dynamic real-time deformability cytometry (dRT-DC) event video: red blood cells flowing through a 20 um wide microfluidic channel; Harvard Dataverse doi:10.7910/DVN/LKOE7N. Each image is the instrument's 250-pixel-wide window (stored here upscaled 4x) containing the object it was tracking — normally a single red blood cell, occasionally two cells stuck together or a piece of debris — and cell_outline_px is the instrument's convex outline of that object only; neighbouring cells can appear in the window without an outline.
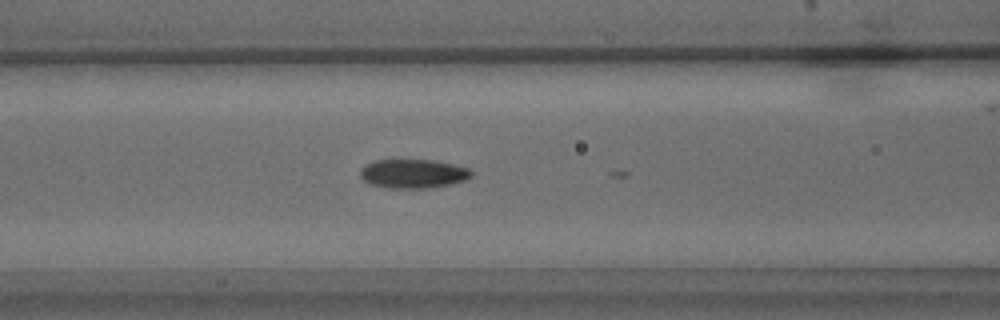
{"species": "common noctule bat (a hibernating species)", "species_latin": "Nyctalus noctula", "temperature_condition": "warm", "stored_images_in_passage": 11, "camera_frame_rate_fps": 3000, "um_per_image_px": 0.085, "animal": {"sex": "male", "body_mass_g": 15.6}, "frame": {"image": 1, "passage_image": 7, "time_ms": 2.0, "image_size_px": [1000, 320], "cell_outline_px": [[472, 176], [464, 180], [448, 184], [428, 188], [384, 188], [368, 184], [360, 176], [360, 172], [364, 164], [376, 160], [432, 160], [452, 164], [468, 168], [472, 172]], "centroid_in_image_um": [35.06, 14.76], "position_along_channel_um": 131.5, "area_um2": 18.73}}
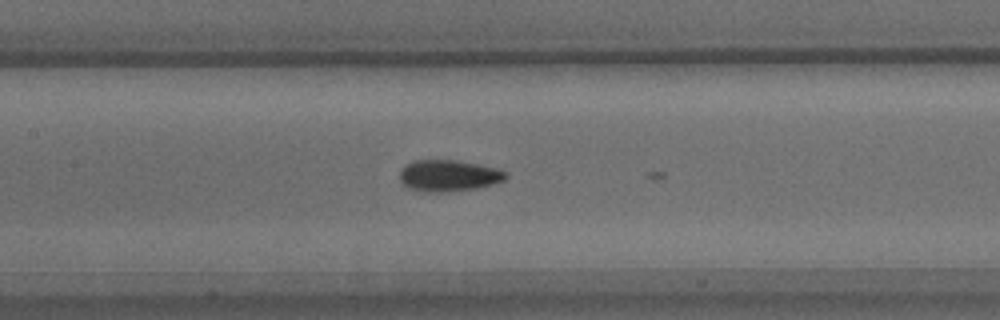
{"frame": {"image": 2, "passage_image": 10, "time_ms": 3.0, "image_size_px": [1000, 320], "cell_outline_px": [[508, 176], [504, 180], [492, 184], [476, 188], [448, 192], [424, 192], [408, 188], [400, 180], [400, 168], [404, 164], [412, 160], [456, 160], [496, 168], [508, 172]], "centroid_in_image_um": [38.1, 14.93], "position_along_channel_um": 169.3, "area_um2": 19.59}}